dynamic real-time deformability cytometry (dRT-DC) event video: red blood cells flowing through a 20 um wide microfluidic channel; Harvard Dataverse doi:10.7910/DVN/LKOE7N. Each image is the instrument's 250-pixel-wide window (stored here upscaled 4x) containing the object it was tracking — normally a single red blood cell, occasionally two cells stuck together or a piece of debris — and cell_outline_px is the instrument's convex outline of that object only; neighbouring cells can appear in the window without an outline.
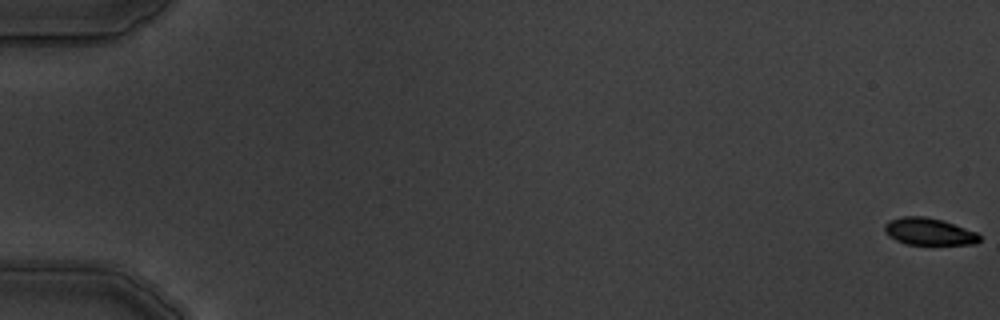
{"species": "common noctule bat (a hibernating species)", "species_latin": "Nyctalus noctula", "temperature_condition": "warm", "stored_images_in_passage": 6, "camera_frame_rate_fps": 3000, "um_per_image_px": 0.085, "animal": {"sex": "male", "body_mass_g": 19.5, "forearm_length_mm": 54.6}, "frame": {"image": 1, "passage_image": 1, "time_ms": 0.0, "image_size_px": [1000, 320], "cell_outline_px": [[980, 240], [976, 244], [904, 244], [888, 236], [884, 232], [884, 224], [888, 220], [904, 216], [924, 216], [940, 220], [976, 232], [980, 236]], "centroid_in_image_um": [78.9, 19.69], "position_along_channel_um": 6.1, "area_um2": 14.85}}
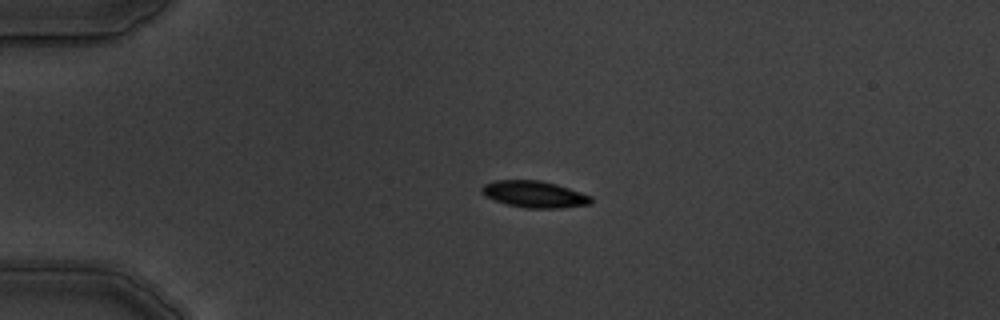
{"frame": {"image": 2, "passage_image": 5, "time_ms": 4.667, "image_size_px": [1000, 320], "cell_outline_px": [[592, 204], [564, 208], [524, 208], [508, 204], [484, 196], [480, 192], [480, 188], [484, 184], [496, 180], [540, 180], [556, 184], [592, 196]], "centroid_in_image_um": [45.42, 16.51], "position_along_channel_um": 39.6, "area_um2": 17.05}}